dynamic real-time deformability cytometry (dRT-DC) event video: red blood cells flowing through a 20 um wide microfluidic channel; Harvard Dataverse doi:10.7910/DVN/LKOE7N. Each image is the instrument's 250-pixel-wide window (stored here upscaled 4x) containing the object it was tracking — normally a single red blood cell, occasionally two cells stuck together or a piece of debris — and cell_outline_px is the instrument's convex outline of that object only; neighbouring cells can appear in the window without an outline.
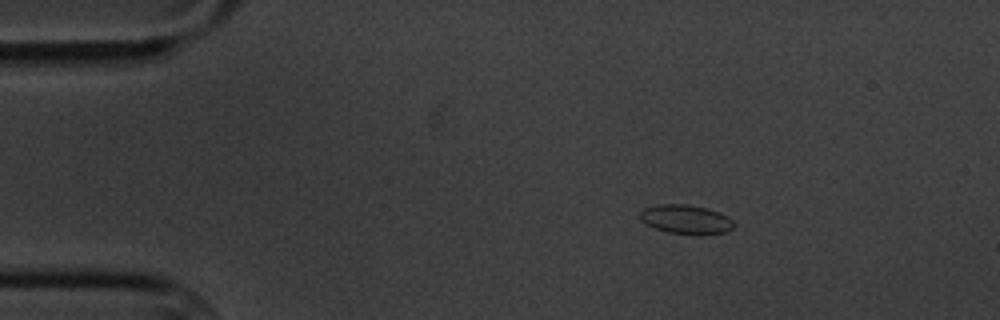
{"species": "common noctule bat (a hibernating species)", "species_latin": "Nyctalus noctula", "temperature_condition": "cold", "stored_images_in_passage": 5, "camera_frame_rate_fps": 3000, "um_per_image_px": 0.085, "animal": {"sex": "male", "body_mass_g": 20.1, "forearm_length_mm": 53.5}, "frame": {"image": 1, "passage_image": 3, "time_ms": 2.333, "image_size_px": [1000, 320], "cell_outline_px": [[736, 224], [732, 228], [724, 232], [668, 232], [656, 228], [640, 220], [640, 212], [644, 208], [656, 204], [684, 204], [704, 208], [720, 212], [728, 216]], "centroid_in_image_um": [58.27, 18.59], "position_along_channel_um": 26.7, "area_um2": 15.2}}